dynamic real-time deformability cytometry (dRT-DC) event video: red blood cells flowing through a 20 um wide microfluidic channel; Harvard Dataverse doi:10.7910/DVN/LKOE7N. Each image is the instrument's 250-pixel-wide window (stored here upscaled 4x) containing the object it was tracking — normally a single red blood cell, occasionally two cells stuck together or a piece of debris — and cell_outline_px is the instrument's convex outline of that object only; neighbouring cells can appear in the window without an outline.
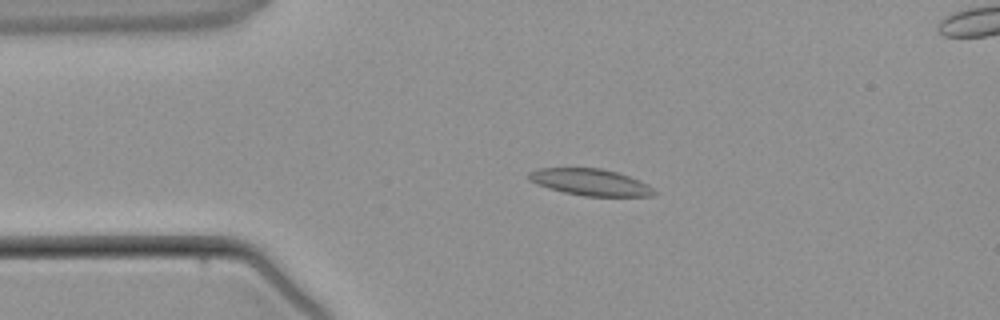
{"species": "common noctule bat (a hibernating species)", "species_latin": "Nyctalus noctula", "temperature_condition": "warm", "stored_images_in_passage": 4, "segment_of_instrument_passage": [1, 2], "camera_frame_rate_fps": 3000, "um_per_image_px": 0.085, "animal": {"sex": "male", "body_mass_g": 21.5, "forearm_length_mm": 52.0}, "frame": {"image": 1, "passage_image": 2, "time_ms": 1.333, "image_size_px": [1000, 320], "cell_outline_px": [[656, 192], [652, 196], [584, 196], [564, 192], [548, 188], [536, 184], [528, 180], [528, 172], [536, 168], [600, 168], [616, 172], [628, 176], [652, 188]], "centroid_in_image_um": [50.09, 15.48], "position_along_channel_um": 34.9, "area_um2": 19.25}}